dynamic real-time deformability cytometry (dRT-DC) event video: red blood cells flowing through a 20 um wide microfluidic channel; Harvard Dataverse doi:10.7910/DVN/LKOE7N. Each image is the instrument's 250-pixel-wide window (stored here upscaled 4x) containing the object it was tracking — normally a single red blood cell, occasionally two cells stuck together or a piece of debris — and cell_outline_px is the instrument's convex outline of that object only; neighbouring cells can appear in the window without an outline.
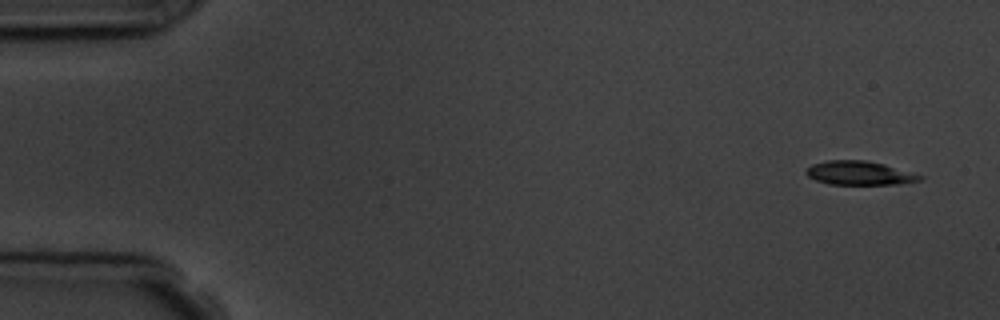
{"species": "common noctule bat (a hibernating species)", "species_latin": "Nyctalus noctula", "temperature_condition": "room temperature", "stored_images_in_passage": 5, "camera_frame_rate_fps": 3000, "um_per_image_px": 0.085, "animal": {"sex": "male", "body_mass_g": 19.5, "forearm_length_mm": 54.6}, "frame": {"image": 1, "passage_image": 1, "time_ms": 0.0, "image_size_px": [1000, 320], "cell_outline_px": [[924, 176], [920, 180], [900, 184], [828, 184], [816, 180], [808, 176], [804, 172], [812, 164], [828, 160], [864, 160], [884, 164]], "centroid_in_image_um": [73.03, 14.71], "position_along_channel_um": 12.0, "area_um2": 15.66}}
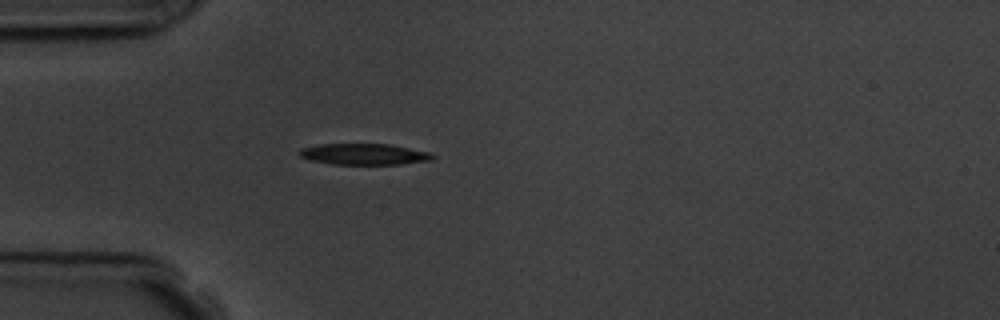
{"frame": {"image": 2, "passage_image": 5, "time_ms": 4.333, "image_size_px": [1000, 320], "cell_outline_px": [[436, 156], [432, 160], [400, 164], [332, 164], [312, 160], [300, 156], [296, 152], [300, 148], [316, 144], [392, 144], [428, 152]], "centroid_in_image_um": [30.92, 13.09], "position_along_channel_um": 54.1, "area_um2": 16.47}}